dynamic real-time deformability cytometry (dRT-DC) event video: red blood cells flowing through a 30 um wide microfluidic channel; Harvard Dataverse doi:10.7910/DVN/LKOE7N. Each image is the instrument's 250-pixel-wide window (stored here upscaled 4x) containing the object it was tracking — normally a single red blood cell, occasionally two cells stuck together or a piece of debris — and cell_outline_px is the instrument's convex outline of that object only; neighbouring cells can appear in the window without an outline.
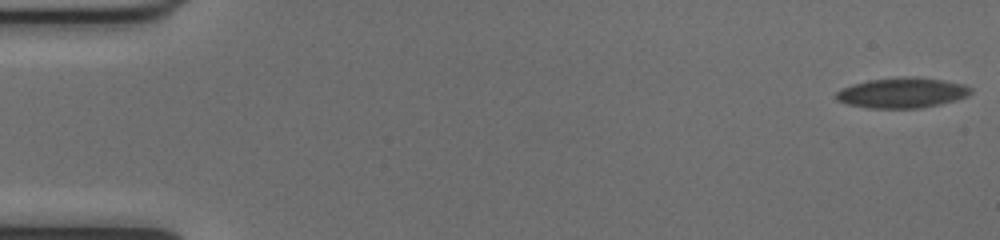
{"species": "common noctule bat (a hibernating species)", "species_latin": "Nyctalus noctula", "temperature_condition": "cold", "stored_images_in_passage": 10, "camera_frame_rate_fps": 3000, "um_per_image_px": 0.085, "animal": {"sex": "female", "body_mass_g": 17.0, "forearm_length_mm": 48.0}, "frame": {"image": 1, "passage_image": 1, "time_ms": 0.0, "image_size_px": [1000, 240], "cell_outline_px": [[972, 92], [964, 96], [952, 100], [920, 108], [868, 108], [848, 104], [836, 100], [836, 92], [844, 88], [856, 84], [872, 80], [940, 80], [960, 84], [972, 88]], "centroid_in_image_um": [76.61, 7.95], "position_along_channel_um": 8.4, "area_um2": 21.96}}